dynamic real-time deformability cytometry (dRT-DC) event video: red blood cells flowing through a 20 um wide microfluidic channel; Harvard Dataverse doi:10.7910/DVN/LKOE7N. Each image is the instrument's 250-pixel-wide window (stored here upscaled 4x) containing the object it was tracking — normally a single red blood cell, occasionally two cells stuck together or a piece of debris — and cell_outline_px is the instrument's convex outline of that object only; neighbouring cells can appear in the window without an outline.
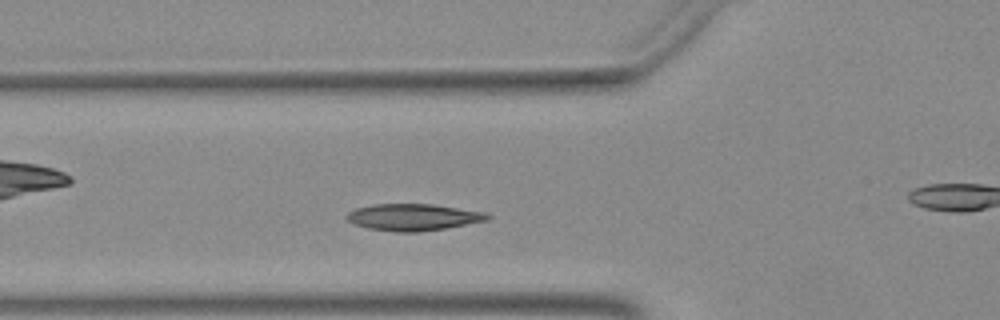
{"species": "Egyptian fruit bat (a non-hibernating species)", "species_latin": "Rousettus aegyptiacus", "temperature_condition": "warm", "stored_images_in_passage": 35, "camera_frame_rate_fps": 3000, "um_per_image_px": 0.085, "animal": {"sex": "female"}, "frame": {"image": 1, "passage_image": 9, "time_ms": 2.667, "image_size_px": [1000, 320], "cell_outline_px": [[492, 216], [488, 220], [448, 228], [416, 232], [396, 232], [368, 228], [352, 224], [344, 216], [348, 212], [356, 208], [372, 204], [432, 204], [484, 212]], "centroid_in_image_um": [35.1, 18.46], "position_along_channel_um": 90.7, "area_um2": 22.02}}
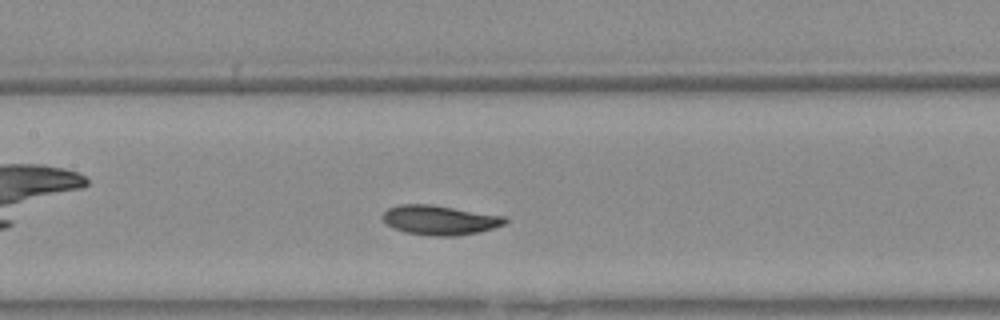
{"frame": {"image": 2, "passage_image": 15, "time_ms": 4.667, "image_size_px": [1000, 320], "cell_outline_px": [[508, 220], [504, 224], [480, 232], [456, 236], [428, 236], [404, 232], [392, 228], [384, 224], [380, 216], [388, 208], [400, 204], [432, 204], [508, 216]], "centroid_in_image_um": [37.36, 18.7], "position_along_channel_um": 170.0, "area_um2": 21.62}}
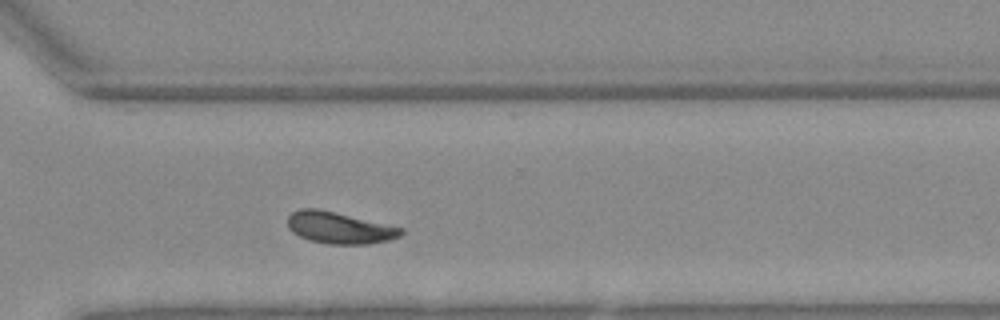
{"frame": {"image": 3, "passage_image": 28, "time_ms": 9.0, "image_size_px": [1000, 320], "cell_outline_px": [[404, 232], [400, 236], [388, 240], [368, 244], [328, 244], [308, 240], [292, 232], [288, 228], [288, 216], [292, 212], [300, 208], [316, 208], [404, 228]], "centroid_in_image_um": [28.83, 19.37], "position_along_channel_um": 341.8, "area_um2": 20.81}}